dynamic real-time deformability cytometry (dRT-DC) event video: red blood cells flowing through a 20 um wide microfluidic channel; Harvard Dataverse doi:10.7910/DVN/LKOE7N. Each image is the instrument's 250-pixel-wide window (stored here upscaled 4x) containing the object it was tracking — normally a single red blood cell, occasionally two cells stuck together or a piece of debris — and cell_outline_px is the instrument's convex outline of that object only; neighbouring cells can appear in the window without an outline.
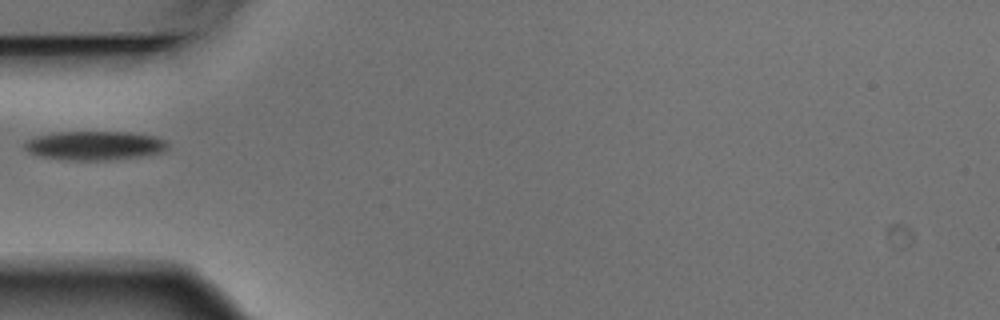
{"species": "Egyptian fruit bat (a non-hibernating species)", "species_latin": "Rousettus aegyptiacus", "temperature_condition": "warm", "stored_images_in_passage": 4, "camera_frame_rate_fps": 3000, "um_per_image_px": 0.085, "animal": {"sex": "male"}, "frame": {"image": 1, "passage_image": 4, "time_ms": 1.0, "image_size_px": [1000, 320], "cell_outline_px": [[168, 148], [164, 152], [148, 156], [112, 160], [68, 160], [40, 156], [28, 152], [24, 148], [24, 144], [28, 140], [36, 136], [60, 132], [128, 132], [156, 136], [164, 140], [168, 144]], "centroid_in_image_um": [8.11, 12.38], "position_along_channel_um": 76.9, "area_um2": 24.39}}